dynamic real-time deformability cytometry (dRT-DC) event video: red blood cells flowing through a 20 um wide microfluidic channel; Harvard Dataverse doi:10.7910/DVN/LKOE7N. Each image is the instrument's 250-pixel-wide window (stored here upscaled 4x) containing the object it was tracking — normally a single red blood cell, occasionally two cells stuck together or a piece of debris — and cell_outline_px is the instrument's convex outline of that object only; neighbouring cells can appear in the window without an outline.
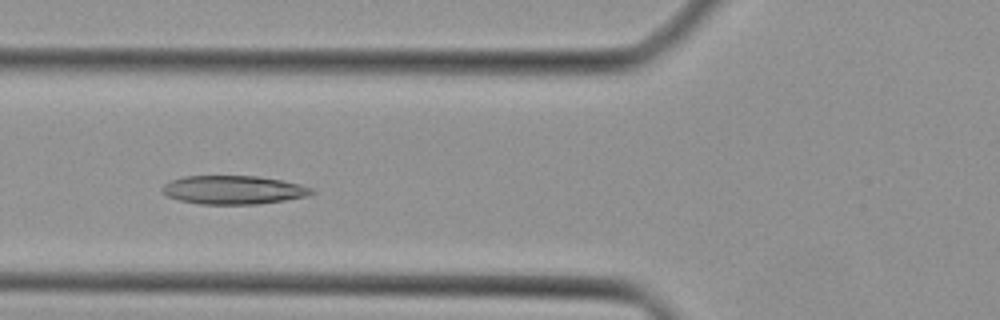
{"species": "Egyptian fruit bat (a non-hibernating species)", "species_latin": "Rousettus aegyptiacus", "temperature_condition": "cold", "stored_images_in_passage": 32, "camera_frame_rate_fps": 3000, "um_per_image_px": 0.085, "animal": {"sex": "female"}, "frame": {"image": 1, "passage_image": 6, "time_ms": 1.667, "image_size_px": [1000, 320], "cell_outline_px": [[316, 192], [308, 196], [260, 204], [200, 204], [180, 200], [168, 196], [160, 188], [164, 184], [172, 180], [184, 176], [256, 176], [280, 180], [300, 184], [312, 188]], "centroid_in_image_um": [19.86, 16.14], "position_along_channel_um": 105.9, "area_um2": 24.8}}
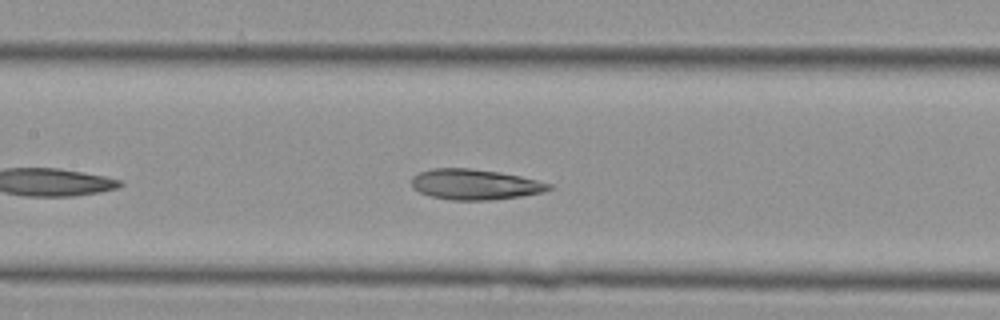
{"frame": {"image": 2, "passage_image": 10, "time_ms": 3.0, "image_size_px": [1000, 320], "cell_outline_px": [[552, 188], [544, 192], [520, 196], [492, 200], [452, 200], [432, 196], [420, 192], [412, 188], [412, 176], [420, 172], [432, 168], [468, 168], [500, 172], [520, 176], [552, 184]], "centroid_in_image_um": [40.36, 15.67], "position_along_channel_um": 167.0, "area_um2": 24.33}}
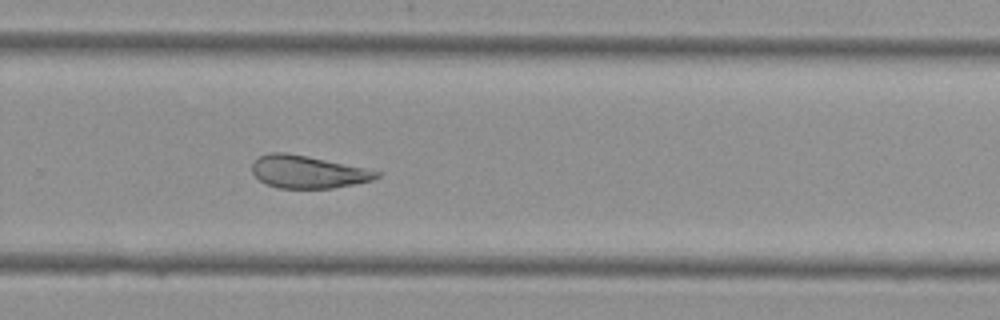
{"frame": {"image": 3, "passage_image": 19, "time_ms": 6.0, "image_size_px": [1000, 320], "cell_outline_px": [[380, 176], [372, 180], [332, 188], [276, 188], [264, 184], [252, 172], [252, 164], [260, 156], [268, 152], [284, 152], [364, 168], [380, 172]], "centroid_in_image_um": [26.11, 14.62], "position_along_channel_um": 303.7, "area_um2": 23.24}}